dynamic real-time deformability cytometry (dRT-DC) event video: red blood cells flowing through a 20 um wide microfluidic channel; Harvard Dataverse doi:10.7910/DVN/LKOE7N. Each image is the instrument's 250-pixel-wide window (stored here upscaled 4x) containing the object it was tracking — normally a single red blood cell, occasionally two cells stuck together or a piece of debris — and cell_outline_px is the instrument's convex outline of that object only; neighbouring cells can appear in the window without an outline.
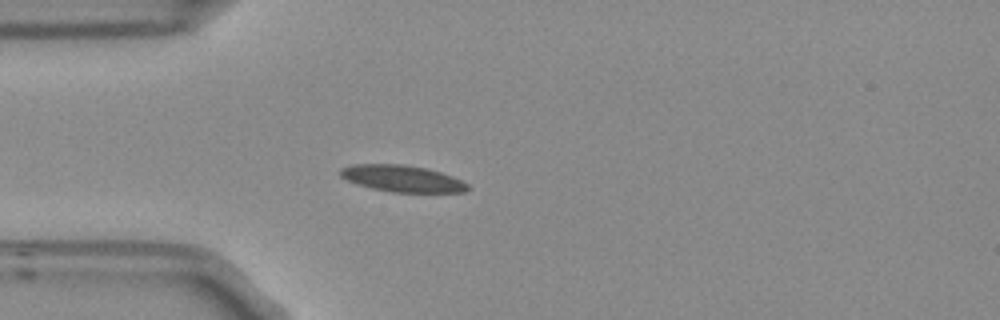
{"species": "Egyptian fruit bat (a non-hibernating species)", "species_latin": "Rousettus aegyptiacus", "temperature_condition": "room temperature", "stored_images_in_passage": 2, "camera_frame_rate_fps": 3000, "um_per_image_px": 0.085, "frame": {"image": 1, "passage_image": 2, "time_ms": 0.333, "image_size_px": [1000, 320], "cell_outline_px": [[468, 188], [464, 192], [392, 192], [372, 188], [356, 184], [340, 176], [340, 168], [352, 164], [404, 164], [424, 168], [440, 172], [452, 176], [468, 184]], "centroid_in_image_um": [34.15, 15.17], "position_along_channel_um": 50.9, "area_um2": 19.59}}